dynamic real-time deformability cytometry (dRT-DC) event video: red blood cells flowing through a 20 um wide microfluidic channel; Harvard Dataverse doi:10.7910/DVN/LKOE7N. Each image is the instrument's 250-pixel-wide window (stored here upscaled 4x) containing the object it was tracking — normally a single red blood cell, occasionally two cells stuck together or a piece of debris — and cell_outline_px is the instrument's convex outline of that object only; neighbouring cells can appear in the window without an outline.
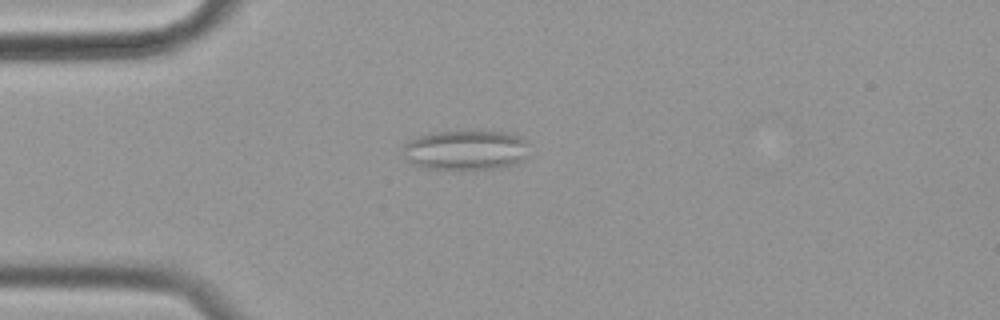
{"species": "common noctule bat (a hibernating species)", "species_latin": "Nyctalus noctula", "temperature_condition": "cold", "stored_images_in_passage": 56, "camera_frame_rate_fps": 3000, "um_per_image_px": 0.085, "animal": {"sex": "female", "body_mass_g": 19.9}, "frame": {"image": 1, "passage_image": 14, "time_ms": 4.333, "image_size_px": [1000, 320], "cell_outline_px": [[528, 156], [524, 160], [508, 168], [460, 172], [424, 168], [408, 160], [400, 152], [400, 148], [408, 140], [416, 136], [432, 132], [468, 128], [484, 128], [508, 132], [520, 136], [528, 140]], "centroid_in_image_um": [39.63, 12.74], "position_along_channel_um": 45.4, "area_um2": 32.14}}
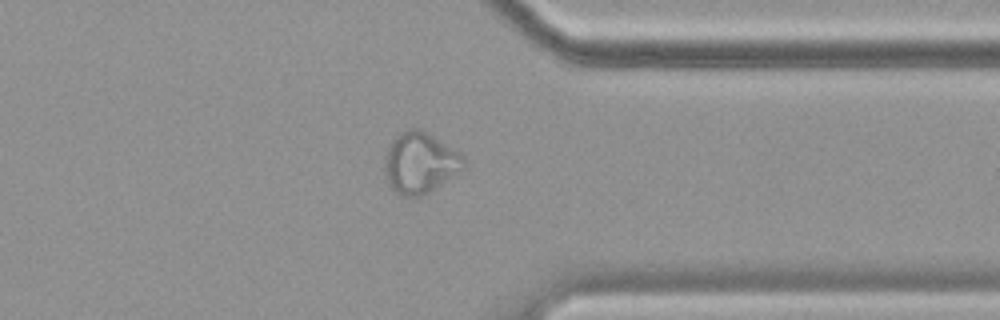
{"frame": {"image": 2, "passage_image": 44, "time_ms": 14.333, "image_size_px": [1000, 320], "cell_outline_px": [[464, 168], [460, 172], [436, 188], [420, 196], [404, 196], [396, 192], [388, 184], [384, 172], [384, 156], [388, 144], [400, 132], [408, 128], [420, 128], [428, 132], [460, 152], [464, 156]], "centroid_in_image_um": [35.69, 13.81], "position_along_channel_um": 375.7, "area_um2": 28.5}}
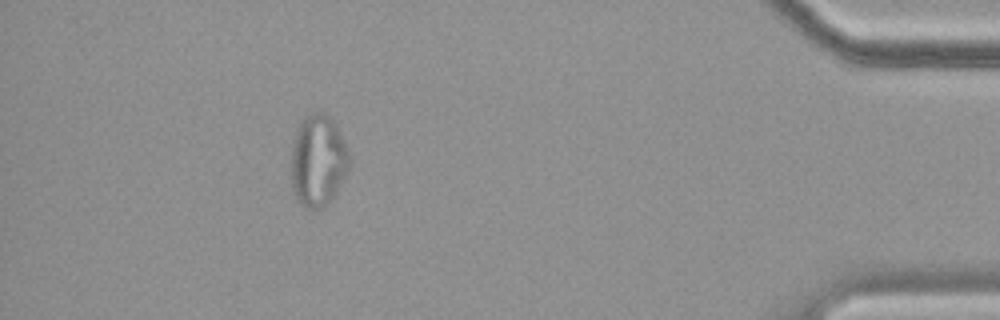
{"frame": {"image": 3, "passage_image": 51, "time_ms": 16.667, "image_size_px": [1000, 320], "cell_outline_px": [[348, 172], [336, 192], [320, 208], [304, 208], [300, 204], [292, 192], [292, 140], [304, 116], [316, 108], [328, 116], [336, 124], [348, 148]], "centroid_in_image_um": [27.02, 13.61], "position_along_channel_um": 408.2, "area_um2": 31.1}, "authors_computed_cell_mechanics": {"area_um2": 28.5532, "velocity_mm_per_s": 3.5054, "shape_relaxation_time_tau1_ms": null, "shape_relaxation_time_tau2_ms": 1.5245, "deformation_change_tau1": null, "deformation_change_tau2": 0.0898}}